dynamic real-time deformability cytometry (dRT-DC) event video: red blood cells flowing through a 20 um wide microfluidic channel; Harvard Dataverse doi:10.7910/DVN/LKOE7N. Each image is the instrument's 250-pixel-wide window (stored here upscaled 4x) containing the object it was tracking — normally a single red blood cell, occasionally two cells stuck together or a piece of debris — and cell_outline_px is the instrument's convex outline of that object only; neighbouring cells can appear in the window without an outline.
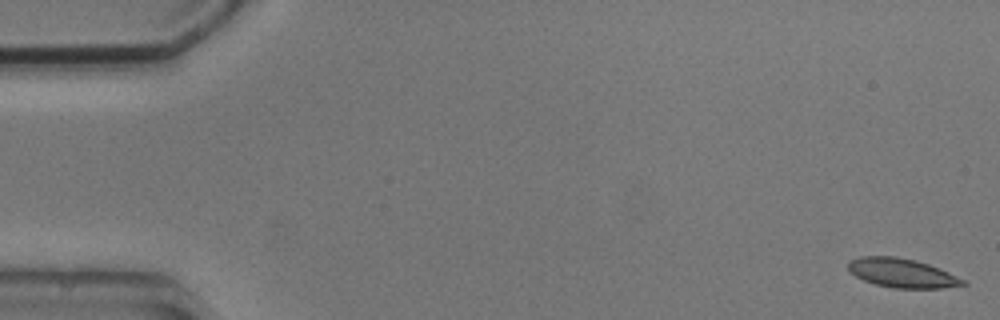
{"species": "common noctule bat (a hibernating species)", "species_latin": "Nyctalus noctula", "temperature_condition": "cold", "stored_images_in_passage": 4, "camera_frame_rate_fps": 3000, "um_per_image_px": 0.085, "animal": {"sex": "male", "body_mass_g": 20.5, "forearm_length_mm": 52.5}, "frame": {"image": 1, "passage_image": 1, "time_ms": 0.0, "image_size_px": [1000, 320], "cell_outline_px": [[968, 284], [944, 288], [892, 288], [876, 284], [864, 280], [856, 276], [848, 268], [848, 260], [860, 256], [896, 256], [916, 260], [928, 264], [948, 272], [964, 280]], "centroid_in_image_um": [76.65, 23.2], "position_along_channel_um": 8.3, "area_um2": 19.36}}
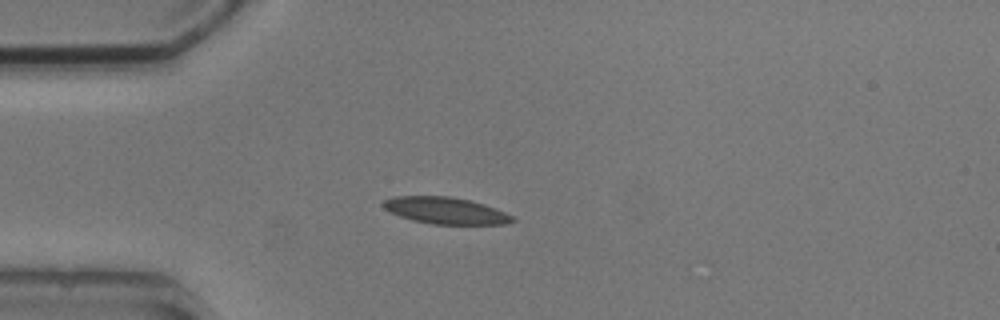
{"frame": {"image": 2, "passage_image": 4, "time_ms": 4.333, "image_size_px": [1000, 320], "cell_outline_px": [[516, 220], [504, 224], [432, 224], [412, 220], [388, 212], [380, 204], [384, 200], [392, 196], [448, 196], [468, 200], [484, 204], [496, 208], [512, 216]], "centroid_in_image_um": [37.82, 17.89], "position_along_channel_um": 47.2, "area_um2": 20.11}}